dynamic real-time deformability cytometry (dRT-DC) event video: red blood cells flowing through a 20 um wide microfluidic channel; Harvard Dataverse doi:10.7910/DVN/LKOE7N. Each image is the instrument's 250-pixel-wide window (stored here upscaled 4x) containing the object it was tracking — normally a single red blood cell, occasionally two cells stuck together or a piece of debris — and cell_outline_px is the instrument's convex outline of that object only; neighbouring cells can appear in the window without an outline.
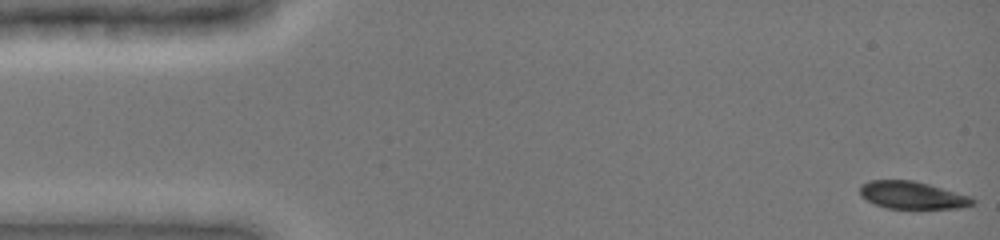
{"species": "common noctule bat (a hibernating species)", "species_latin": "Nyctalus noctula", "temperature_condition": "cold", "stored_images_in_passage": 47, "camera_frame_rate_fps": 3000, "um_per_image_px": 0.085, "animal": {"sex": "female", "body_mass_g": 19.0, "forearm_length_mm": 51.5}, "frame": {"image": 1, "passage_image": 1, "time_ms": 0.0, "image_size_px": [1000, 240], "cell_outline_px": [[976, 204], [960, 208], [888, 208], [876, 204], [860, 196], [860, 184], [868, 180], [912, 180], [928, 184], [972, 196], [976, 200]], "centroid_in_image_um": [77.57, 16.58], "position_along_channel_um": 7.4, "area_um2": 18.09}}
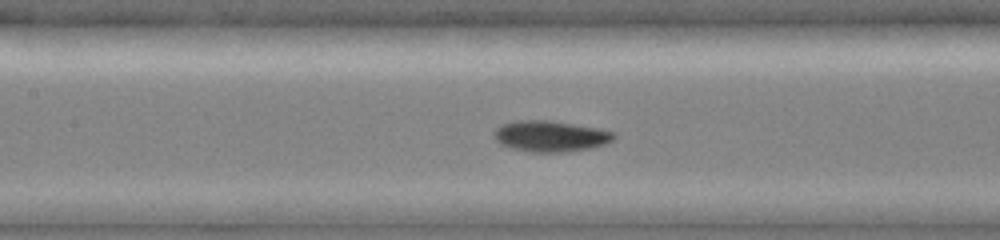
{"frame": {"image": 2, "passage_image": 22, "time_ms": 7.0, "image_size_px": [1000, 240], "cell_outline_px": [[616, 136], [612, 140], [604, 144], [592, 148], [564, 152], [532, 152], [512, 148], [500, 144], [492, 136], [492, 132], [500, 124], [516, 120], [548, 120], [600, 128], [616, 132]], "centroid_in_image_um": [46.77, 11.56], "position_along_channel_um": 160.6, "area_um2": 21.91}}
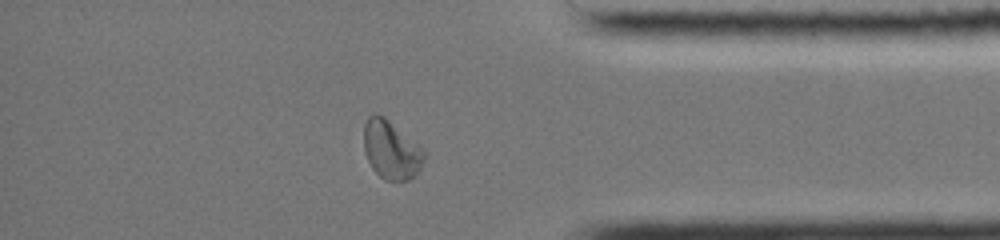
{"frame": {"image": 3, "passage_image": 41, "time_ms": 13.333, "image_size_px": [1000, 240], "cell_outline_px": [[424, 160], [420, 168], [408, 180], [384, 180], [372, 168], [364, 152], [364, 124], [368, 116], [372, 112], [376, 112], [384, 116], [420, 148], [424, 152]], "centroid_in_image_um": [33.18, 12.72], "position_along_channel_um": 402.0, "area_um2": 20.11}, "authors_computed_cell_mechanics": {"area_um2": 19.7098, "velocity_mm_per_s": 3.9542, "shape_relaxation_time_tau1_ms": 3.2723, "shape_relaxation_time_tau2_ms": 4.8378, "deformation_change_tau1": 0.1423, "deformation_change_tau2": 0.0534}}